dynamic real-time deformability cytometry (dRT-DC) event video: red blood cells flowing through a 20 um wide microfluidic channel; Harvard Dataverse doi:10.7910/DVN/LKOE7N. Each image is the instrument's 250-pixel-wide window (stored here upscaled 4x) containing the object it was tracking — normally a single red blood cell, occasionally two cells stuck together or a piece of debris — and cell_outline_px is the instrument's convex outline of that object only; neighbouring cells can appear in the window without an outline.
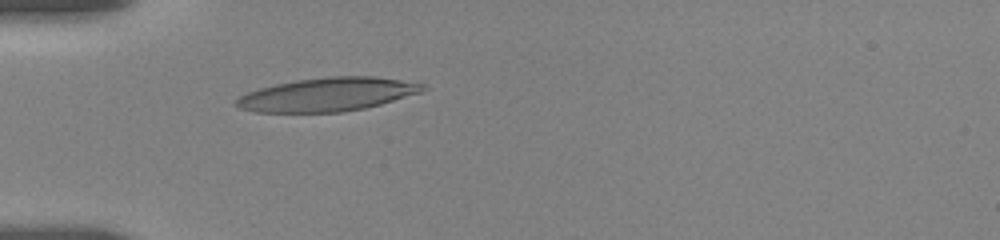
{"species": "human", "species_latin": "Homo sapiens", "temperature_condition": "room temperature", "stored_images_in_passage": 7, "camera_frame_rate_fps": 3000, "um_per_image_px": 0.085, "donor": {"sex": "female"}, "frame": {"image": 1, "passage_image": 7, "time_ms": 5.333, "image_size_px": [1000, 240], "cell_outline_px": [[428, 88], [420, 92], [380, 104], [364, 108], [340, 112], [256, 112], [240, 108], [232, 104], [240, 96], [248, 92], [260, 88], [276, 84], [296, 80], [328, 76], [376, 76], [424, 84]], "centroid_in_image_um": [27.81, 8.02], "position_along_channel_um": 57.2, "area_um2": 36.24}}